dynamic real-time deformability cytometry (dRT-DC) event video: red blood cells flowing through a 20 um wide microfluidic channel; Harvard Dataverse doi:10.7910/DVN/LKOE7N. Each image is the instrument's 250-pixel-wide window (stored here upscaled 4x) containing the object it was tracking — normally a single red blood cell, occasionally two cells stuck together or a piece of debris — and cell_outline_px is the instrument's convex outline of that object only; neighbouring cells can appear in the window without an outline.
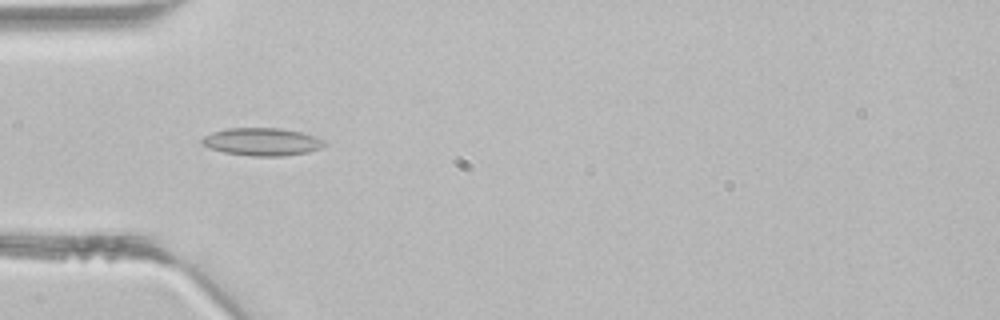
{"species": "common noctule bat (a hibernating species)", "species_latin": "Nyctalus noctula", "temperature_condition": "room temperature", "stored_images_in_passage": 42, "camera_frame_rate_fps": 3000, "um_per_image_px": 0.085, "animal": {"sex": "male", "body_mass_g": 21.5, "forearm_length_mm": 52.0}, "frame": {"image": 1, "passage_image": 12, "time_ms": 3.667, "image_size_px": [1000, 320], "cell_outline_px": [[328, 144], [320, 148], [308, 152], [284, 156], [252, 156], [224, 152], [208, 148], [200, 144], [200, 140], [204, 136], [212, 132], [228, 128], [280, 128], [300, 132], [316, 136], [324, 140]], "centroid_in_image_um": [22.26, 12.05], "position_along_channel_um": 62.7, "area_um2": 19.94}}
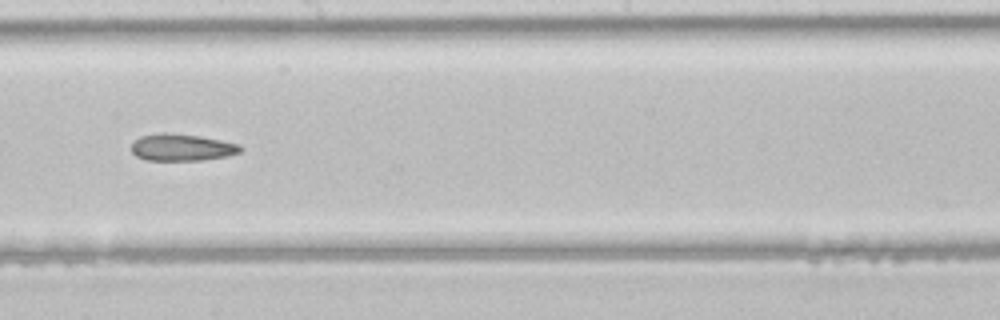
{"frame": {"image": 2, "passage_image": 23, "time_ms": 7.333, "image_size_px": [1000, 320], "cell_outline_px": [[244, 148], [240, 152], [228, 156], [204, 160], [148, 160], [136, 156], [132, 152], [132, 144], [140, 136], [160, 132], [164, 132], [200, 136], [240, 144]], "centroid_in_image_um": [15.48, 12.52], "position_along_channel_um": 232.7, "area_um2": 17.17}}
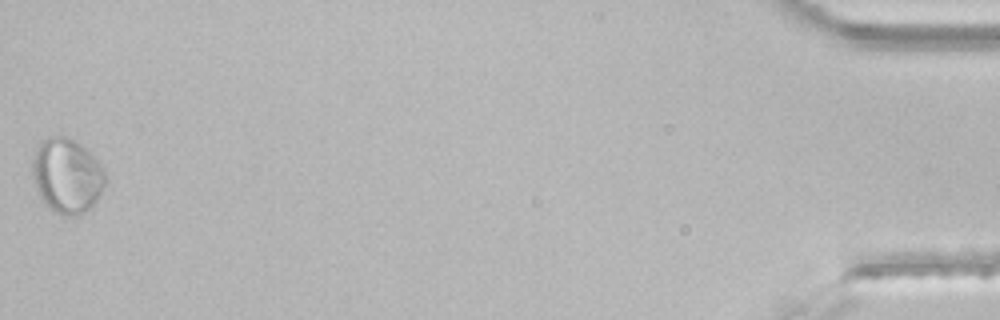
{"frame": {"image": 3, "passage_image": 42, "time_ms": 13.667, "image_size_px": [1000, 320], "cell_outline_px": [[108, 176], [104, 188], [96, 200], [84, 212], [76, 216], [68, 216], [56, 212], [40, 196], [36, 188], [32, 176], [32, 164], [36, 148], [40, 140], [48, 136], [68, 136], [76, 140], [104, 168]], "centroid_in_image_um": [5.7, 14.89], "position_along_channel_um": 429.5, "area_um2": 31.73}}